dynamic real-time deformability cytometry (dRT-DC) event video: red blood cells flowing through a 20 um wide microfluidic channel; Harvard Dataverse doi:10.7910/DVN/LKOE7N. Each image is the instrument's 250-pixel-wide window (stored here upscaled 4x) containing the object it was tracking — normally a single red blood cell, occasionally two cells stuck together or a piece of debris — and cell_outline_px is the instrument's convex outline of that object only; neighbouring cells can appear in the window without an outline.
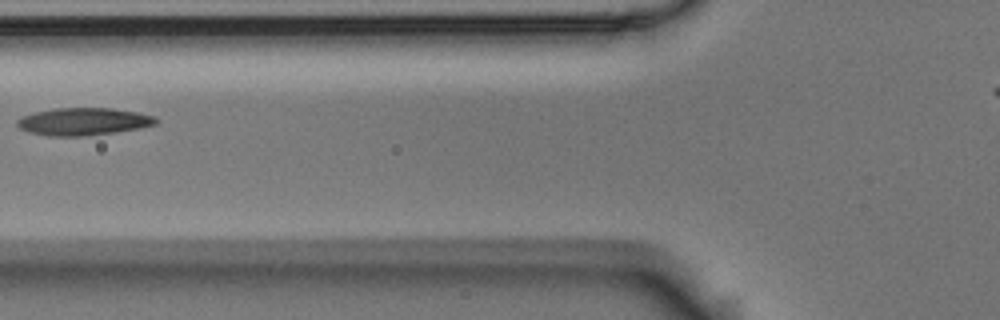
{"species": "Egyptian fruit bat (a non-hibernating species)", "species_latin": "Rousettus aegyptiacus", "temperature_condition": "room temperature", "stored_images_in_passage": 3, "camera_frame_rate_fps": 3000, "um_per_image_px": 0.085, "animal": {"sex": "male"}, "frame": {"image": 1, "passage_image": 2, "time_ms": 0.333, "image_size_px": [1000, 320], "cell_outline_px": [[156, 124], [140, 128], [88, 136], [48, 136], [28, 132], [20, 128], [16, 124], [16, 120], [20, 116], [36, 112], [56, 108], [112, 108], [136, 112], [152, 116], [156, 120]], "centroid_in_image_um": [7.03, 10.34], "position_along_channel_um": 118.8, "area_um2": 22.14}}
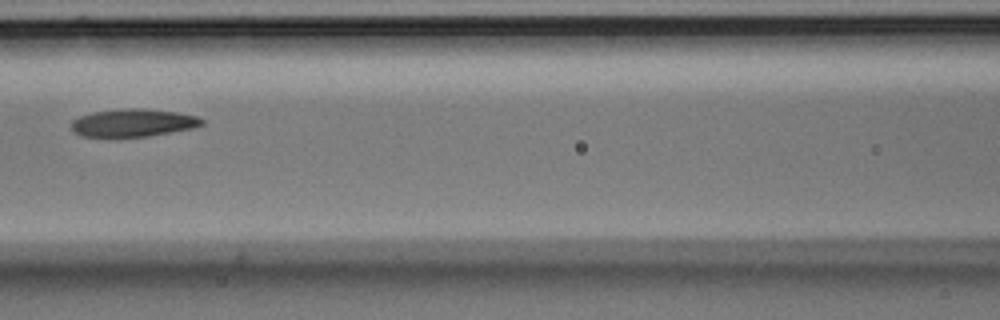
{"frame": {"image": 2, "passage_image": 3, "time_ms": 0.667, "image_size_px": [1000, 320], "cell_outline_px": [[204, 124], [192, 128], [148, 136], [116, 140], [112, 140], [84, 136], [72, 132], [72, 120], [80, 116], [92, 112], [124, 108], [140, 108], [176, 112], [196, 116], [204, 120]], "centroid_in_image_um": [11.24, 10.48], "position_along_channel_um": 155.4, "area_um2": 21.85}}